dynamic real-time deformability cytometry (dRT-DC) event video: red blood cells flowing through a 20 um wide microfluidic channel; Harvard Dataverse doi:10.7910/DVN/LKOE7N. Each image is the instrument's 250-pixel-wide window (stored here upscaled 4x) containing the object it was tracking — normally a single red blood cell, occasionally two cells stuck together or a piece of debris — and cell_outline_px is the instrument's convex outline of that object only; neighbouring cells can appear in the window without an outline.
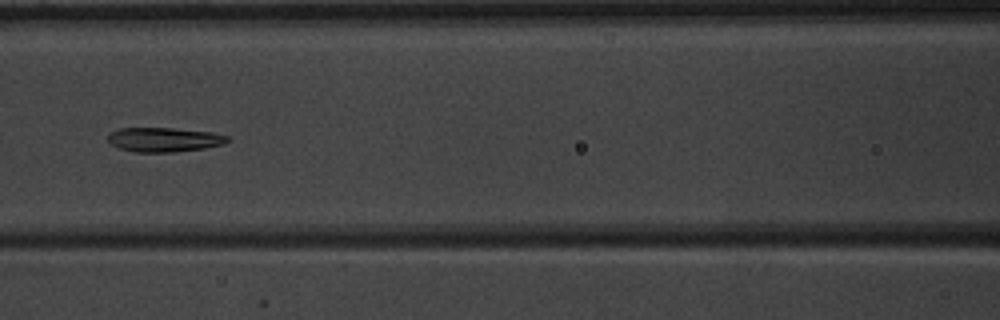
{"species": "common noctule bat (a hibernating species)", "species_latin": "Nyctalus noctula", "temperature_condition": "warm", "stored_images_in_passage": 51, "camera_frame_rate_fps": 3000, "um_per_image_px": 0.085, "animal": {"sex": "male", "body_mass_g": 20.1, "forearm_length_mm": 53.5}, "frame": {"image": 1, "passage_image": 24, "time_ms": 7.667, "image_size_px": [1000, 320], "cell_outline_px": [[232, 140], [224, 144], [204, 148], [176, 152], [136, 152], [120, 148], [112, 144], [108, 140], [108, 132], [120, 128], [176, 128], [212, 132], [228, 136]], "centroid_in_image_um": [13.98, 11.86], "position_along_channel_um": 152.6, "area_um2": 17.11}}
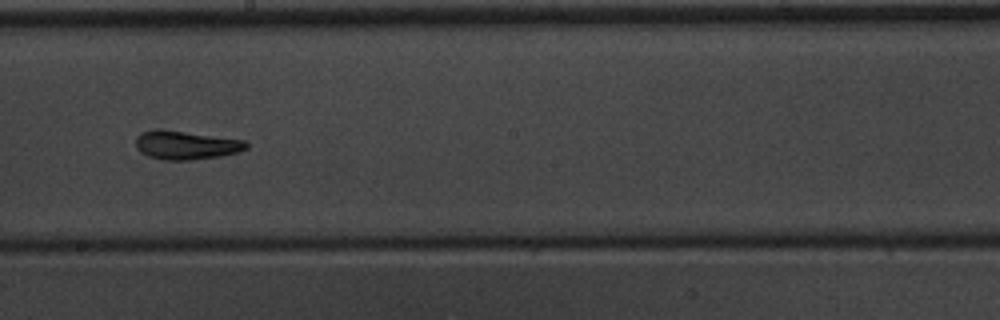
{"frame": {"image": 2, "passage_image": 30, "time_ms": 9.667, "image_size_px": [1000, 320], "cell_outline_px": [[248, 148], [236, 152], [220, 156], [188, 160], [164, 160], [152, 156], [136, 148], [136, 136], [140, 132], [184, 132], [244, 140], [248, 144]], "centroid_in_image_um": [15.87, 12.36], "position_along_channel_um": 232.3, "area_um2": 17.46}}
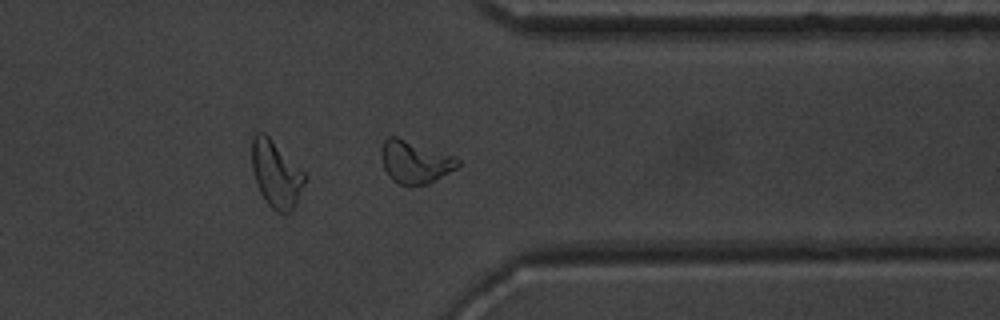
{"frame": {"image": 3, "passage_image": 41, "time_ms": 13.333, "image_size_px": [1000, 320], "cell_outline_px": [[460, 164], [456, 168], [436, 180], [428, 184], [400, 184], [392, 180], [388, 176], [384, 168], [380, 156], [380, 148], [384, 140], [388, 136], [396, 136], [456, 156], [460, 160]], "centroid_in_image_um": [35.25, 13.74], "position_along_channel_um": 376.1, "area_um2": 19.13}, "authors_computed_cell_mechanics": {"area_um2": 18.3804, "velocity_mm_per_s": 4.0001, "shape_relaxation_time_tau1_ms": 4.9412, "shape_relaxation_time_tau2_ms": 3.0271, "deformation_change_tau1": 0.1799, "deformation_change_tau2": 0.1223}}